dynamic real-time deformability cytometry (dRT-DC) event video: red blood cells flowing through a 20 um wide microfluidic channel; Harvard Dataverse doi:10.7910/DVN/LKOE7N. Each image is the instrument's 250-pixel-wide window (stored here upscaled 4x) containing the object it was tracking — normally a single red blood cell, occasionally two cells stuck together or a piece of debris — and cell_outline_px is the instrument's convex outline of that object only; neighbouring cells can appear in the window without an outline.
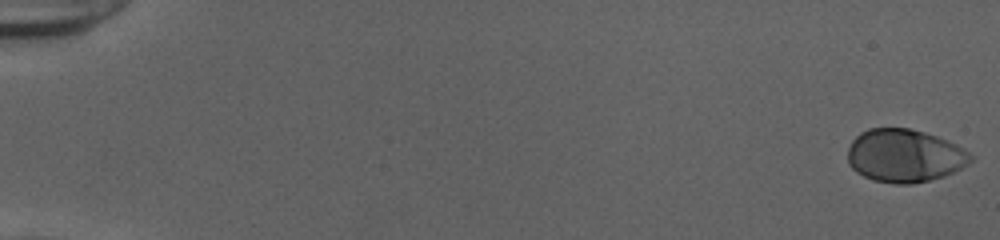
{"species": "human", "species_latin": "Homo sapiens", "temperature_condition": "cold", "stored_images_in_passage": 55, "camera_frame_rate_fps": 3000, "um_per_image_px": 0.085, "donor": {"sex": "female"}, "frame": {"image": 1, "passage_image": 1, "time_ms": 0.0, "image_size_px": [1000, 240], "cell_outline_px": [[972, 160], [968, 164], [944, 176], [912, 184], [896, 184], [872, 180], [856, 172], [848, 164], [848, 148], [852, 140], [860, 132], [868, 128], [908, 128], [924, 132], [936, 136], [956, 144], [964, 148], [972, 156]], "centroid_in_image_um": [76.86, 13.23], "position_along_channel_um": 8.1, "area_um2": 38.03}}
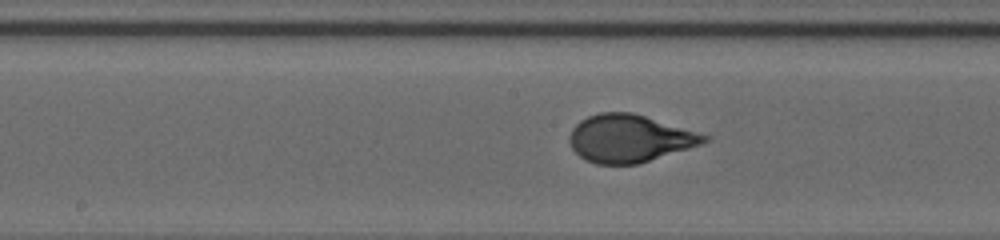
{"frame": {"image": 2, "passage_image": 30, "time_ms": 9.667, "image_size_px": [1000, 240], "cell_outline_px": [[708, 140], [700, 144], [640, 164], [596, 164], [584, 160], [572, 148], [568, 140], [568, 136], [572, 128], [580, 120], [588, 116], [600, 112], [632, 112], [708, 136]], "centroid_in_image_um": [53.43, 11.78], "position_along_channel_um": 194.8, "area_um2": 36.99}}
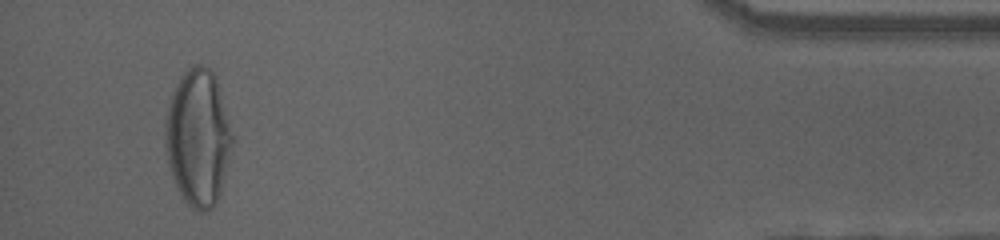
{"frame": {"image": 3, "passage_image": 52, "time_ms": 17.0, "image_size_px": [1000, 240], "cell_outline_px": [[232, 144], [220, 192], [216, 204], [212, 208], [204, 212], [200, 212], [192, 208], [188, 204], [176, 188], [168, 164], [164, 140], [164, 116], [172, 92], [180, 76], [192, 64], [204, 64], [216, 76], [232, 136]], "centroid_in_image_um": [16.79, 11.68], "position_along_channel_um": 418.4, "area_um2": 53.35}, "authors_computed_cell_mechanics": {"area_um2": 36.992, "velocity_mm_per_s": 3.8532, "shape_relaxation_time_tau1_ms": 4.4351, "shape_relaxation_time_tau2_ms": null, "deformation_change_tau1": 0.2035, "deformation_change_tau2": null}}